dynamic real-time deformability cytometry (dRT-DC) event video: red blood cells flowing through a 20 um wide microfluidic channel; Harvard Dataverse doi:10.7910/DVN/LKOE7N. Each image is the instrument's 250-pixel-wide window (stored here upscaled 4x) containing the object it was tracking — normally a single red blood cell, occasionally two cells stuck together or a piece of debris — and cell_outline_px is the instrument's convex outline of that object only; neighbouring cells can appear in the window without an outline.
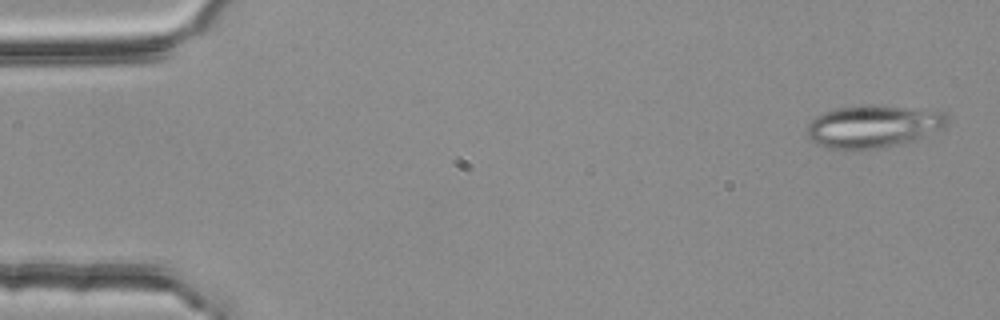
{"species": "common noctule bat (a hibernating species)", "species_latin": "Nyctalus noctula", "temperature_condition": "room temperature", "stored_images_in_passage": 54, "camera_frame_rate_fps": 3000, "um_per_image_px": 0.085, "animal": {"sex": "female", "body_mass_g": 25.1}, "frame": {"image": 1, "passage_image": 2, "time_ms": 0.333, "image_size_px": [1000, 320], "cell_outline_px": [[948, 120], [944, 128], [916, 140], [904, 144], [880, 148], [832, 148], [816, 144], [808, 136], [808, 124], [816, 116], [824, 112], [840, 108], [900, 108], [944, 112], [948, 116]], "centroid_in_image_um": [74.26, 10.79], "position_along_channel_um": 10.7, "area_um2": 33.29}}
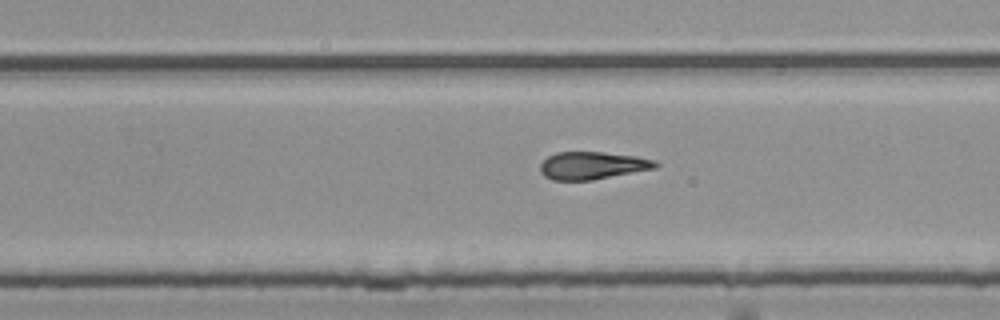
{"frame": {"image": 2, "passage_image": 34, "time_ms": 11.0, "image_size_px": [1000, 320], "cell_outline_px": [[660, 164], [656, 168], [592, 180], [552, 180], [544, 176], [540, 172], [540, 164], [548, 156], [556, 152], [604, 152], [636, 156], [656, 160]], "centroid_in_image_um": [50.36, 14.06], "position_along_channel_um": 279.4, "area_um2": 18.61}}
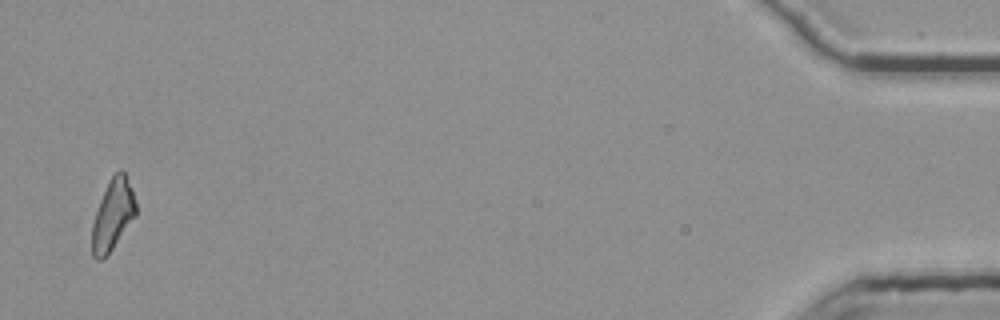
{"frame": {"image": 3, "passage_image": 53, "time_ms": 17.333, "image_size_px": [1000, 320], "cell_outline_px": [[136, 216], [108, 256], [100, 260], [96, 260], [92, 256], [92, 224], [100, 200], [112, 176], [120, 168], [124, 172], [132, 188], [136, 204]], "centroid_in_image_um": [9.6, 18.31], "position_along_channel_um": 425.6, "area_um2": 18.15}, "authors_computed_cell_mechanics": {"area_um2": 19.2474, "velocity_mm_per_s": 3.7669, "shape_relaxation_time_tau1_ms": null, "shape_relaxation_time_tau2_ms": 8.197, "deformation_change_tau1": null, "deformation_change_tau2": 0.1894}}